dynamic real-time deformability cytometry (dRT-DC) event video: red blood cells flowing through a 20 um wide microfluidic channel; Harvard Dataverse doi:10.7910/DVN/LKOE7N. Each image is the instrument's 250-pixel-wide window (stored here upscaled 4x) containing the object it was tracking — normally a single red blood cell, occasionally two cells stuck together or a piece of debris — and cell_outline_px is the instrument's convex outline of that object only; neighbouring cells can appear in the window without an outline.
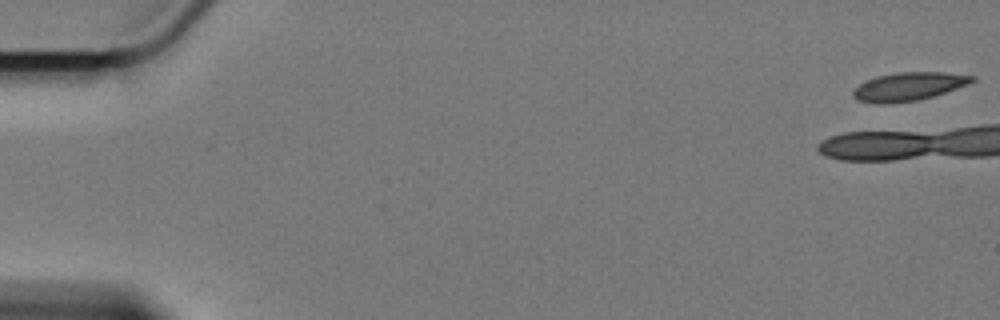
{"species": "Egyptian fruit bat (a non-hibernating species)", "species_latin": "Rousettus aegyptiacus", "temperature_condition": "cold", "stored_images_in_passage": 3, "camera_frame_rate_fps": 3000, "um_per_image_px": 0.085, "animal": {"sex": "female"}, "frame": {"image": 1, "passage_image": 1, "time_ms": 0.0, "image_size_px": [1000, 320], "cell_outline_px": [[976, 80], [968, 84], [932, 96], [916, 100], [880, 104], [856, 100], [852, 96], [852, 92], [860, 84], [876, 76], [896, 72], [940, 72], [976, 76]], "centroid_in_image_um": [77.22, 7.34], "position_along_channel_um": 7.8, "area_um2": 19.36}}